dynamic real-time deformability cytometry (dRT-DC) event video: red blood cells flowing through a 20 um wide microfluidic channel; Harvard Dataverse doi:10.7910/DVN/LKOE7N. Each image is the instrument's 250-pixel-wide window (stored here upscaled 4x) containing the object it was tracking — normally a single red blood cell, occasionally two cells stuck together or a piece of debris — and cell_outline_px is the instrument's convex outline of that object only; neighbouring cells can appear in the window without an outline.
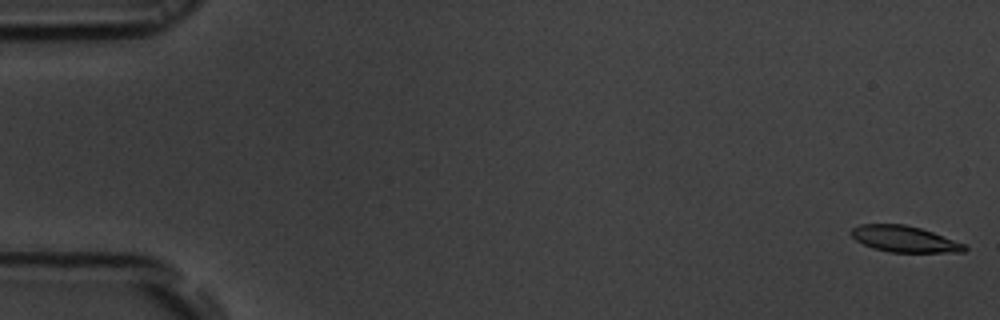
{"species": "common noctule bat (a hibernating species)", "species_latin": "Nyctalus noctula", "temperature_condition": "room temperature", "stored_images_in_passage": 54, "camera_frame_rate_fps": 3000, "um_per_image_px": 0.085, "animal": {"sex": "male", "body_mass_g": 19.5, "forearm_length_mm": 54.6}, "frame": {"image": 1, "passage_image": 1, "time_ms": 0.0, "image_size_px": [1000, 320], "cell_outline_px": [[968, 248], [964, 252], [888, 252], [872, 248], [856, 240], [848, 232], [852, 228], [860, 224], [904, 224], [920, 228], [932, 232], [964, 244]], "centroid_in_image_um": [76.83, 20.31], "position_along_channel_um": 8.2, "area_um2": 17.22}}
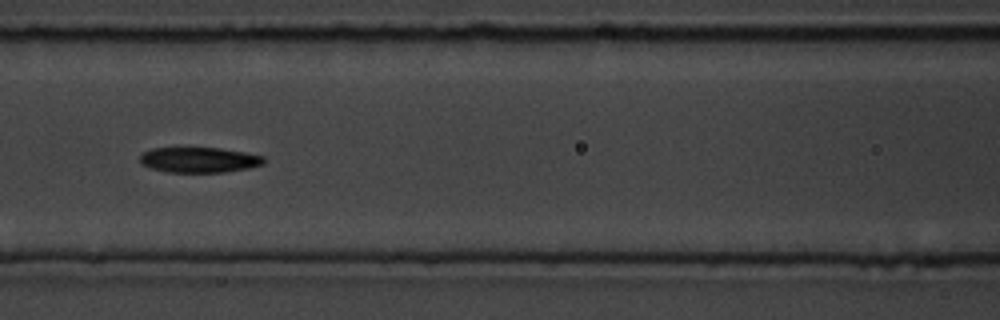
{"frame": {"image": 2, "passage_image": 24, "time_ms": 7.667, "image_size_px": [1000, 320], "cell_outline_px": [[264, 164], [248, 168], [224, 172], [168, 172], [152, 168], [144, 164], [140, 160], [140, 156], [144, 152], [152, 148], [220, 148], [244, 152], [264, 156]], "centroid_in_image_um": [16.96, 13.58], "position_along_channel_um": 149.6, "area_um2": 18.09}}
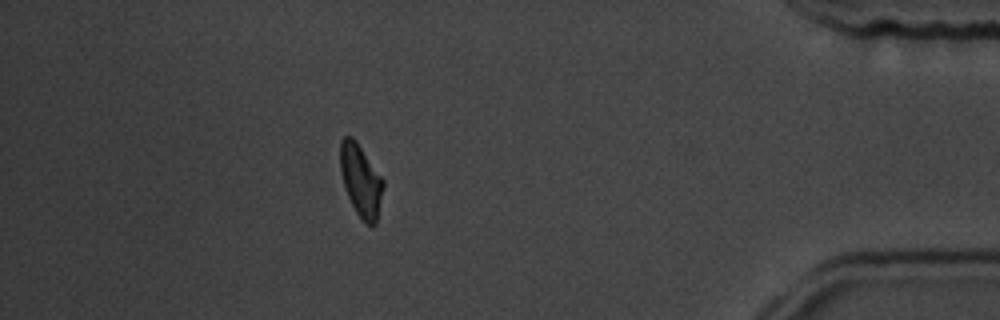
{"frame": {"image": 3, "passage_image": 48, "time_ms": 15.667, "image_size_px": [1000, 320], "cell_outline_px": [[384, 188], [376, 224], [372, 228], [356, 212], [348, 196], [340, 172], [340, 140], [344, 136], [352, 136], [356, 140], [384, 180]], "centroid_in_image_um": [30.68, 15.32], "position_along_channel_um": 404.5, "area_um2": 18.09}, "authors_computed_cell_mechanics": {"area_um2": 18.207, "velocity_mm_per_s": 3.7609, "shape_relaxation_time_tau1_ms": 3.6792, "shape_relaxation_time_tau2_ms": null, "deformation_change_tau1": 0.1366, "deformation_change_tau2": null}}